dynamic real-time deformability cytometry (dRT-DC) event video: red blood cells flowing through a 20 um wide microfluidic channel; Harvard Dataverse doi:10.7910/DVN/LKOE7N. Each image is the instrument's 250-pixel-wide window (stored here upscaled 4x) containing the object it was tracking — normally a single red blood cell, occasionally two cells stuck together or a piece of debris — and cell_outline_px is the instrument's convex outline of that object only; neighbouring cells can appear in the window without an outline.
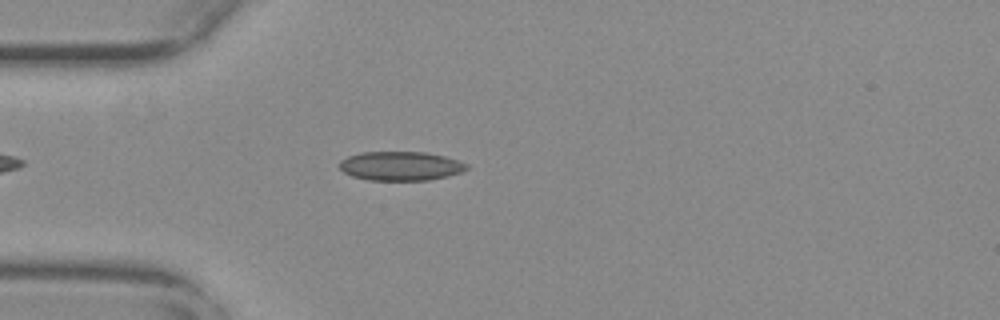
{"species": "common noctule bat (a hibernating species)", "species_latin": "Nyctalus noctula", "temperature_condition": "warm", "stored_images_in_passage": 46, "camera_frame_rate_fps": 3000, "um_per_image_px": 0.085, "animal": {"sex": "female", "body_mass_g": 29.2, "forearm_length_mm": 56.3}, "frame": {"image": 1, "passage_image": 7, "time_ms": 2.0, "image_size_px": [1000, 320], "cell_outline_px": [[468, 168], [460, 172], [448, 176], [428, 180], [368, 180], [352, 176], [344, 172], [340, 168], [340, 160], [348, 156], [360, 152], [424, 152], [444, 156], [468, 164]], "centroid_in_image_um": [34.03, 14.11], "position_along_channel_um": 51.0, "area_um2": 21.44}}
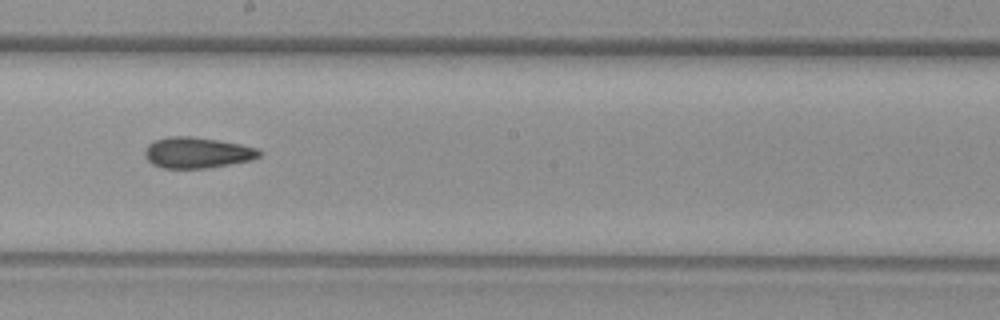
{"frame": {"image": 2, "passage_image": 22, "time_ms": 7.0, "image_size_px": [1000, 320], "cell_outline_px": [[264, 152], [260, 156], [252, 160], [208, 168], [164, 168], [152, 164], [144, 156], [144, 152], [148, 144], [156, 140], [168, 136], [192, 136], [240, 144], [256, 148]], "centroid_in_image_um": [16.76, 12.98], "position_along_channel_um": 231.4, "area_um2": 20.63}}
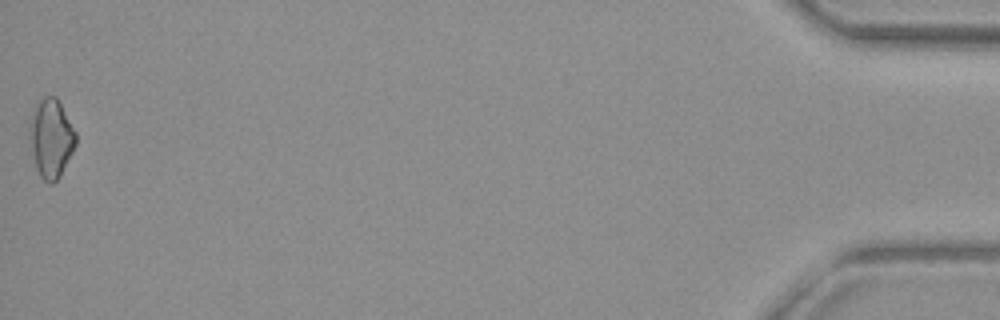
{"frame": {"image": 3, "passage_image": 46, "time_ms": 15.0, "image_size_px": [1000, 320], "cell_outline_px": [[76, 144], [60, 176], [52, 184], [44, 180], [40, 176], [36, 168], [28, 136], [28, 128], [36, 104], [44, 96], [56, 96], [76, 132]], "centroid_in_image_um": [4.33, 11.75], "position_along_channel_um": 430.9, "area_um2": 21.04}}